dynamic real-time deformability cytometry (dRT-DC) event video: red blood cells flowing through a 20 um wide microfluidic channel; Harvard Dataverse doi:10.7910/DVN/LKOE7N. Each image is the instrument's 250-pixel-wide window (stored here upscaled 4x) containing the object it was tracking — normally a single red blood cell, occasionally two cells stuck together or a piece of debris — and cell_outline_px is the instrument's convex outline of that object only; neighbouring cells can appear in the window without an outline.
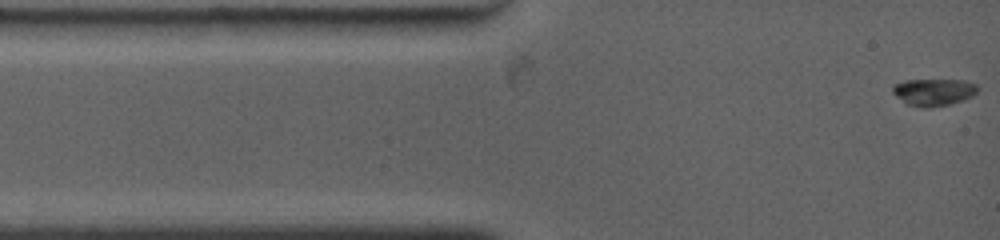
{"species": "common noctule bat (a hibernating species)", "species_latin": "Nyctalus noctula", "temperature_condition": "warm", "stored_images_in_passage": 40, "camera_frame_rate_fps": 4500, "um_per_image_px": 0.085, "animal": {"sex": "female", "body_mass_g": 19.0, "forearm_length_mm": 53.3}, "frame": {"image": 1, "passage_image": 1, "time_ms": 0.0, "image_size_px": [1000, 240], "cell_outline_px": [[980, 88], [972, 96], [964, 100], [948, 104], [928, 108], [924, 108], [908, 104], [896, 96], [892, 92], [892, 88], [896, 84], [904, 80], [964, 80], [976, 84]], "centroid_in_image_um": [79.39, 7.82], "position_along_channel_um": 5.6, "area_um2": 13.35}}
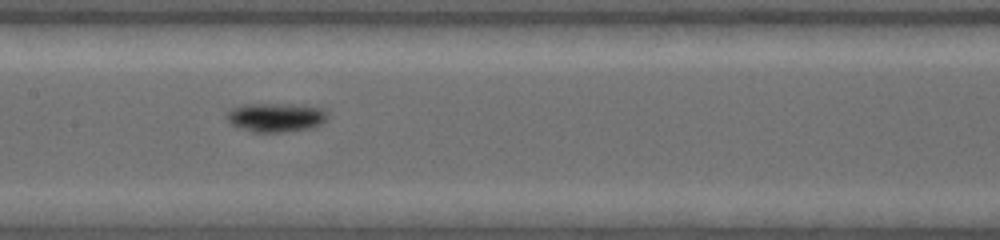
{"frame": {"image": 2, "passage_image": 21, "time_ms": 6.0, "image_size_px": [1000, 240], "cell_outline_px": [[328, 120], [312, 128], [284, 132], [252, 132], [240, 128], [232, 124], [228, 120], [228, 112], [232, 108], [244, 104], [300, 104], [324, 108], [328, 112]], "centroid_in_image_um": [23.52, 9.97], "position_along_channel_um": 183.9, "area_um2": 17.22}}
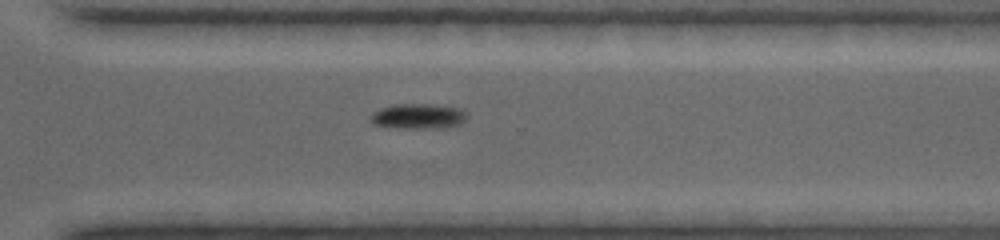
{"frame": {"image": 3, "passage_image": 40, "time_ms": 10.0, "image_size_px": [1000, 240], "cell_outline_px": [[468, 116], [460, 124], [448, 128], [396, 128], [372, 124], [372, 112], [380, 108], [396, 104], [432, 104], [460, 108], [468, 112]], "centroid_in_image_um": [35.6, 9.88], "position_along_channel_um": 335.0, "area_um2": 14.33}}